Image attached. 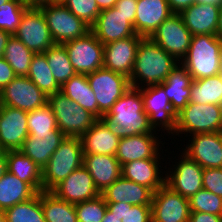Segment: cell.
<instances>
[{
    "mask_svg": "<svg viewBox=\"0 0 222 222\" xmlns=\"http://www.w3.org/2000/svg\"><path fill=\"white\" fill-rule=\"evenodd\" d=\"M100 195L106 203L126 202L133 206L151 205L153 192L122 176L109 185Z\"/></svg>",
    "mask_w": 222,
    "mask_h": 222,
    "instance_id": "25",
    "label": "cell"
},
{
    "mask_svg": "<svg viewBox=\"0 0 222 222\" xmlns=\"http://www.w3.org/2000/svg\"><path fill=\"white\" fill-rule=\"evenodd\" d=\"M8 1H10V0H0V6L7 3Z\"/></svg>",
    "mask_w": 222,
    "mask_h": 222,
    "instance_id": "59",
    "label": "cell"
},
{
    "mask_svg": "<svg viewBox=\"0 0 222 222\" xmlns=\"http://www.w3.org/2000/svg\"><path fill=\"white\" fill-rule=\"evenodd\" d=\"M191 75L199 80L221 74L220 38L217 35H192L186 56L180 62Z\"/></svg>",
    "mask_w": 222,
    "mask_h": 222,
    "instance_id": "3",
    "label": "cell"
},
{
    "mask_svg": "<svg viewBox=\"0 0 222 222\" xmlns=\"http://www.w3.org/2000/svg\"><path fill=\"white\" fill-rule=\"evenodd\" d=\"M6 151L0 152V178L8 171L7 170Z\"/></svg>",
    "mask_w": 222,
    "mask_h": 222,
    "instance_id": "53",
    "label": "cell"
},
{
    "mask_svg": "<svg viewBox=\"0 0 222 222\" xmlns=\"http://www.w3.org/2000/svg\"><path fill=\"white\" fill-rule=\"evenodd\" d=\"M180 152H182L181 155L177 156L178 159H176L178 162H174V165L172 162L165 173V184L173 191L190 199L199 190L203 189L204 168L183 151Z\"/></svg>",
    "mask_w": 222,
    "mask_h": 222,
    "instance_id": "10",
    "label": "cell"
},
{
    "mask_svg": "<svg viewBox=\"0 0 222 222\" xmlns=\"http://www.w3.org/2000/svg\"><path fill=\"white\" fill-rule=\"evenodd\" d=\"M48 95L41 91L27 76H16L0 91V104L30 112L43 107Z\"/></svg>",
    "mask_w": 222,
    "mask_h": 222,
    "instance_id": "14",
    "label": "cell"
},
{
    "mask_svg": "<svg viewBox=\"0 0 222 222\" xmlns=\"http://www.w3.org/2000/svg\"><path fill=\"white\" fill-rule=\"evenodd\" d=\"M47 104L54 113L58 129L68 137H81L97 120L93 114L61 91L49 95Z\"/></svg>",
    "mask_w": 222,
    "mask_h": 222,
    "instance_id": "5",
    "label": "cell"
},
{
    "mask_svg": "<svg viewBox=\"0 0 222 222\" xmlns=\"http://www.w3.org/2000/svg\"><path fill=\"white\" fill-rule=\"evenodd\" d=\"M172 14L167 0H137L134 30L137 35L149 38Z\"/></svg>",
    "mask_w": 222,
    "mask_h": 222,
    "instance_id": "24",
    "label": "cell"
},
{
    "mask_svg": "<svg viewBox=\"0 0 222 222\" xmlns=\"http://www.w3.org/2000/svg\"><path fill=\"white\" fill-rule=\"evenodd\" d=\"M141 95L144 112L148 115L152 129L157 132L162 129L165 137L166 134L168 137L172 136L176 131L177 114L173 111L164 89L159 84L145 86L141 88Z\"/></svg>",
    "mask_w": 222,
    "mask_h": 222,
    "instance_id": "9",
    "label": "cell"
},
{
    "mask_svg": "<svg viewBox=\"0 0 222 222\" xmlns=\"http://www.w3.org/2000/svg\"><path fill=\"white\" fill-rule=\"evenodd\" d=\"M20 2L28 7H39L51 2V0H20Z\"/></svg>",
    "mask_w": 222,
    "mask_h": 222,
    "instance_id": "51",
    "label": "cell"
},
{
    "mask_svg": "<svg viewBox=\"0 0 222 222\" xmlns=\"http://www.w3.org/2000/svg\"><path fill=\"white\" fill-rule=\"evenodd\" d=\"M78 222H101L107 211V203L104 198L98 197L75 204Z\"/></svg>",
    "mask_w": 222,
    "mask_h": 222,
    "instance_id": "43",
    "label": "cell"
},
{
    "mask_svg": "<svg viewBox=\"0 0 222 222\" xmlns=\"http://www.w3.org/2000/svg\"><path fill=\"white\" fill-rule=\"evenodd\" d=\"M189 102L222 105V74L193 80Z\"/></svg>",
    "mask_w": 222,
    "mask_h": 222,
    "instance_id": "34",
    "label": "cell"
},
{
    "mask_svg": "<svg viewBox=\"0 0 222 222\" xmlns=\"http://www.w3.org/2000/svg\"><path fill=\"white\" fill-rule=\"evenodd\" d=\"M83 157L80 137L66 136L42 169V191H51L74 170L82 167Z\"/></svg>",
    "mask_w": 222,
    "mask_h": 222,
    "instance_id": "4",
    "label": "cell"
},
{
    "mask_svg": "<svg viewBox=\"0 0 222 222\" xmlns=\"http://www.w3.org/2000/svg\"><path fill=\"white\" fill-rule=\"evenodd\" d=\"M188 222H222V216L203 212H190Z\"/></svg>",
    "mask_w": 222,
    "mask_h": 222,
    "instance_id": "48",
    "label": "cell"
},
{
    "mask_svg": "<svg viewBox=\"0 0 222 222\" xmlns=\"http://www.w3.org/2000/svg\"><path fill=\"white\" fill-rule=\"evenodd\" d=\"M179 63L175 57L164 51L150 38H142L129 78L130 86L142 88L161 84Z\"/></svg>",
    "mask_w": 222,
    "mask_h": 222,
    "instance_id": "1",
    "label": "cell"
},
{
    "mask_svg": "<svg viewBox=\"0 0 222 222\" xmlns=\"http://www.w3.org/2000/svg\"><path fill=\"white\" fill-rule=\"evenodd\" d=\"M87 79L98 103L99 119H104L130 87L128 77L104 67L87 74Z\"/></svg>",
    "mask_w": 222,
    "mask_h": 222,
    "instance_id": "8",
    "label": "cell"
},
{
    "mask_svg": "<svg viewBox=\"0 0 222 222\" xmlns=\"http://www.w3.org/2000/svg\"><path fill=\"white\" fill-rule=\"evenodd\" d=\"M7 170L28 183L37 193L42 191V169L20 150L6 151Z\"/></svg>",
    "mask_w": 222,
    "mask_h": 222,
    "instance_id": "30",
    "label": "cell"
},
{
    "mask_svg": "<svg viewBox=\"0 0 222 222\" xmlns=\"http://www.w3.org/2000/svg\"><path fill=\"white\" fill-rule=\"evenodd\" d=\"M43 54L46 56L47 64L60 86L76 74L63 44H54Z\"/></svg>",
    "mask_w": 222,
    "mask_h": 222,
    "instance_id": "36",
    "label": "cell"
},
{
    "mask_svg": "<svg viewBox=\"0 0 222 222\" xmlns=\"http://www.w3.org/2000/svg\"><path fill=\"white\" fill-rule=\"evenodd\" d=\"M37 192L26 182L7 171L0 178V210L33 198Z\"/></svg>",
    "mask_w": 222,
    "mask_h": 222,
    "instance_id": "32",
    "label": "cell"
},
{
    "mask_svg": "<svg viewBox=\"0 0 222 222\" xmlns=\"http://www.w3.org/2000/svg\"><path fill=\"white\" fill-rule=\"evenodd\" d=\"M218 131H222V105L189 102L177 114L173 136L186 134V138H190L194 134Z\"/></svg>",
    "mask_w": 222,
    "mask_h": 222,
    "instance_id": "6",
    "label": "cell"
},
{
    "mask_svg": "<svg viewBox=\"0 0 222 222\" xmlns=\"http://www.w3.org/2000/svg\"><path fill=\"white\" fill-rule=\"evenodd\" d=\"M152 222H188L189 199L164 184L152 196Z\"/></svg>",
    "mask_w": 222,
    "mask_h": 222,
    "instance_id": "15",
    "label": "cell"
},
{
    "mask_svg": "<svg viewBox=\"0 0 222 222\" xmlns=\"http://www.w3.org/2000/svg\"><path fill=\"white\" fill-rule=\"evenodd\" d=\"M41 207L46 222H78L75 204L58 198L51 191H41Z\"/></svg>",
    "mask_w": 222,
    "mask_h": 222,
    "instance_id": "33",
    "label": "cell"
},
{
    "mask_svg": "<svg viewBox=\"0 0 222 222\" xmlns=\"http://www.w3.org/2000/svg\"><path fill=\"white\" fill-rule=\"evenodd\" d=\"M142 38L135 35L105 44L103 67L130 78Z\"/></svg>",
    "mask_w": 222,
    "mask_h": 222,
    "instance_id": "19",
    "label": "cell"
},
{
    "mask_svg": "<svg viewBox=\"0 0 222 222\" xmlns=\"http://www.w3.org/2000/svg\"><path fill=\"white\" fill-rule=\"evenodd\" d=\"M27 77L48 96L60 91L43 53L34 54Z\"/></svg>",
    "mask_w": 222,
    "mask_h": 222,
    "instance_id": "35",
    "label": "cell"
},
{
    "mask_svg": "<svg viewBox=\"0 0 222 222\" xmlns=\"http://www.w3.org/2000/svg\"><path fill=\"white\" fill-rule=\"evenodd\" d=\"M100 10L110 9L118 0H95Z\"/></svg>",
    "mask_w": 222,
    "mask_h": 222,
    "instance_id": "52",
    "label": "cell"
},
{
    "mask_svg": "<svg viewBox=\"0 0 222 222\" xmlns=\"http://www.w3.org/2000/svg\"><path fill=\"white\" fill-rule=\"evenodd\" d=\"M91 32L103 45L137 35L129 17L118 12L115 7L100 11L96 22L91 26Z\"/></svg>",
    "mask_w": 222,
    "mask_h": 222,
    "instance_id": "21",
    "label": "cell"
},
{
    "mask_svg": "<svg viewBox=\"0 0 222 222\" xmlns=\"http://www.w3.org/2000/svg\"><path fill=\"white\" fill-rule=\"evenodd\" d=\"M220 71L222 74V39H220Z\"/></svg>",
    "mask_w": 222,
    "mask_h": 222,
    "instance_id": "57",
    "label": "cell"
},
{
    "mask_svg": "<svg viewBox=\"0 0 222 222\" xmlns=\"http://www.w3.org/2000/svg\"><path fill=\"white\" fill-rule=\"evenodd\" d=\"M57 129L56 118L48 104L28 112L29 134L53 133Z\"/></svg>",
    "mask_w": 222,
    "mask_h": 222,
    "instance_id": "40",
    "label": "cell"
},
{
    "mask_svg": "<svg viewBox=\"0 0 222 222\" xmlns=\"http://www.w3.org/2000/svg\"><path fill=\"white\" fill-rule=\"evenodd\" d=\"M220 7L195 3L180 14L192 35H217Z\"/></svg>",
    "mask_w": 222,
    "mask_h": 222,
    "instance_id": "26",
    "label": "cell"
},
{
    "mask_svg": "<svg viewBox=\"0 0 222 222\" xmlns=\"http://www.w3.org/2000/svg\"><path fill=\"white\" fill-rule=\"evenodd\" d=\"M34 54L19 39L12 35L5 47L3 58L13 68L16 76H27Z\"/></svg>",
    "mask_w": 222,
    "mask_h": 222,
    "instance_id": "37",
    "label": "cell"
},
{
    "mask_svg": "<svg viewBox=\"0 0 222 222\" xmlns=\"http://www.w3.org/2000/svg\"><path fill=\"white\" fill-rule=\"evenodd\" d=\"M196 3L222 7V0H196Z\"/></svg>",
    "mask_w": 222,
    "mask_h": 222,
    "instance_id": "55",
    "label": "cell"
},
{
    "mask_svg": "<svg viewBox=\"0 0 222 222\" xmlns=\"http://www.w3.org/2000/svg\"><path fill=\"white\" fill-rule=\"evenodd\" d=\"M107 209L122 222H152L151 205H136L128 203H107Z\"/></svg>",
    "mask_w": 222,
    "mask_h": 222,
    "instance_id": "39",
    "label": "cell"
},
{
    "mask_svg": "<svg viewBox=\"0 0 222 222\" xmlns=\"http://www.w3.org/2000/svg\"><path fill=\"white\" fill-rule=\"evenodd\" d=\"M63 45L76 73L89 74L103 67L104 45L91 31Z\"/></svg>",
    "mask_w": 222,
    "mask_h": 222,
    "instance_id": "12",
    "label": "cell"
},
{
    "mask_svg": "<svg viewBox=\"0 0 222 222\" xmlns=\"http://www.w3.org/2000/svg\"><path fill=\"white\" fill-rule=\"evenodd\" d=\"M121 138L112 125L104 119H97L80 139L84 155L100 154L115 156Z\"/></svg>",
    "mask_w": 222,
    "mask_h": 222,
    "instance_id": "22",
    "label": "cell"
},
{
    "mask_svg": "<svg viewBox=\"0 0 222 222\" xmlns=\"http://www.w3.org/2000/svg\"><path fill=\"white\" fill-rule=\"evenodd\" d=\"M192 81V77L187 72V69L179 63L165 81L159 84L164 89L176 114L189 103Z\"/></svg>",
    "mask_w": 222,
    "mask_h": 222,
    "instance_id": "29",
    "label": "cell"
},
{
    "mask_svg": "<svg viewBox=\"0 0 222 222\" xmlns=\"http://www.w3.org/2000/svg\"><path fill=\"white\" fill-rule=\"evenodd\" d=\"M28 6L20 0H10L0 6V30L11 33L17 31L21 18Z\"/></svg>",
    "mask_w": 222,
    "mask_h": 222,
    "instance_id": "41",
    "label": "cell"
},
{
    "mask_svg": "<svg viewBox=\"0 0 222 222\" xmlns=\"http://www.w3.org/2000/svg\"><path fill=\"white\" fill-rule=\"evenodd\" d=\"M0 222H7L6 215L2 210H0Z\"/></svg>",
    "mask_w": 222,
    "mask_h": 222,
    "instance_id": "58",
    "label": "cell"
},
{
    "mask_svg": "<svg viewBox=\"0 0 222 222\" xmlns=\"http://www.w3.org/2000/svg\"><path fill=\"white\" fill-rule=\"evenodd\" d=\"M16 77L13 68L0 57V91Z\"/></svg>",
    "mask_w": 222,
    "mask_h": 222,
    "instance_id": "47",
    "label": "cell"
},
{
    "mask_svg": "<svg viewBox=\"0 0 222 222\" xmlns=\"http://www.w3.org/2000/svg\"><path fill=\"white\" fill-rule=\"evenodd\" d=\"M101 222H122L116 215L112 214L108 209L105 212L104 218Z\"/></svg>",
    "mask_w": 222,
    "mask_h": 222,
    "instance_id": "54",
    "label": "cell"
},
{
    "mask_svg": "<svg viewBox=\"0 0 222 222\" xmlns=\"http://www.w3.org/2000/svg\"><path fill=\"white\" fill-rule=\"evenodd\" d=\"M217 36L222 39V7L220 8L219 21L217 27Z\"/></svg>",
    "mask_w": 222,
    "mask_h": 222,
    "instance_id": "56",
    "label": "cell"
},
{
    "mask_svg": "<svg viewBox=\"0 0 222 222\" xmlns=\"http://www.w3.org/2000/svg\"><path fill=\"white\" fill-rule=\"evenodd\" d=\"M83 166L92 176L99 193L122 176V165L112 155H84Z\"/></svg>",
    "mask_w": 222,
    "mask_h": 222,
    "instance_id": "27",
    "label": "cell"
},
{
    "mask_svg": "<svg viewBox=\"0 0 222 222\" xmlns=\"http://www.w3.org/2000/svg\"><path fill=\"white\" fill-rule=\"evenodd\" d=\"M60 2L90 27L96 22L101 11L95 0H61Z\"/></svg>",
    "mask_w": 222,
    "mask_h": 222,
    "instance_id": "44",
    "label": "cell"
},
{
    "mask_svg": "<svg viewBox=\"0 0 222 222\" xmlns=\"http://www.w3.org/2000/svg\"><path fill=\"white\" fill-rule=\"evenodd\" d=\"M118 12L129 17V22L134 27V19L137 10V0H118L114 6Z\"/></svg>",
    "mask_w": 222,
    "mask_h": 222,
    "instance_id": "46",
    "label": "cell"
},
{
    "mask_svg": "<svg viewBox=\"0 0 222 222\" xmlns=\"http://www.w3.org/2000/svg\"><path fill=\"white\" fill-rule=\"evenodd\" d=\"M60 91L99 119L98 103L87 74L76 73L60 87Z\"/></svg>",
    "mask_w": 222,
    "mask_h": 222,
    "instance_id": "31",
    "label": "cell"
},
{
    "mask_svg": "<svg viewBox=\"0 0 222 222\" xmlns=\"http://www.w3.org/2000/svg\"><path fill=\"white\" fill-rule=\"evenodd\" d=\"M7 222H46L41 207V192L4 211Z\"/></svg>",
    "mask_w": 222,
    "mask_h": 222,
    "instance_id": "38",
    "label": "cell"
},
{
    "mask_svg": "<svg viewBox=\"0 0 222 222\" xmlns=\"http://www.w3.org/2000/svg\"><path fill=\"white\" fill-rule=\"evenodd\" d=\"M170 10L173 13H181L191 5L196 3V0H167Z\"/></svg>",
    "mask_w": 222,
    "mask_h": 222,
    "instance_id": "49",
    "label": "cell"
},
{
    "mask_svg": "<svg viewBox=\"0 0 222 222\" xmlns=\"http://www.w3.org/2000/svg\"><path fill=\"white\" fill-rule=\"evenodd\" d=\"M11 36V33L0 30V57H3L5 47Z\"/></svg>",
    "mask_w": 222,
    "mask_h": 222,
    "instance_id": "50",
    "label": "cell"
},
{
    "mask_svg": "<svg viewBox=\"0 0 222 222\" xmlns=\"http://www.w3.org/2000/svg\"><path fill=\"white\" fill-rule=\"evenodd\" d=\"M65 137L59 129L53 133L29 134L20 151L43 169Z\"/></svg>",
    "mask_w": 222,
    "mask_h": 222,
    "instance_id": "28",
    "label": "cell"
},
{
    "mask_svg": "<svg viewBox=\"0 0 222 222\" xmlns=\"http://www.w3.org/2000/svg\"><path fill=\"white\" fill-rule=\"evenodd\" d=\"M183 152L200 166L222 168V131L191 135Z\"/></svg>",
    "mask_w": 222,
    "mask_h": 222,
    "instance_id": "18",
    "label": "cell"
},
{
    "mask_svg": "<svg viewBox=\"0 0 222 222\" xmlns=\"http://www.w3.org/2000/svg\"><path fill=\"white\" fill-rule=\"evenodd\" d=\"M13 35L35 54L44 53L55 44L39 7H28L25 10Z\"/></svg>",
    "mask_w": 222,
    "mask_h": 222,
    "instance_id": "11",
    "label": "cell"
},
{
    "mask_svg": "<svg viewBox=\"0 0 222 222\" xmlns=\"http://www.w3.org/2000/svg\"><path fill=\"white\" fill-rule=\"evenodd\" d=\"M156 134L159 132L121 136L115 157L121 165L141 159L160 158L162 156L160 154L164 153V149L161 148L164 147V143Z\"/></svg>",
    "mask_w": 222,
    "mask_h": 222,
    "instance_id": "17",
    "label": "cell"
},
{
    "mask_svg": "<svg viewBox=\"0 0 222 222\" xmlns=\"http://www.w3.org/2000/svg\"><path fill=\"white\" fill-rule=\"evenodd\" d=\"M121 136L156 133L149 125L148 115L144 112L141 88L129 89L115 102L104 117Z\"/></svg>",
    "mask_w": 222,
    "mask_h": 222,
    "instance_id": "2",
    "label": "cell"
},
{
    "mask_svg": "<svg viewBox=\"0 0 222 222\" xmlns=\"http://www.w3.org/2000/svg\"><path fill=\"white\" fill-rule=\"evenodd\" d=\"M44 14L51 37L55 44L84 37L91 27L76 17L60 1L39 6Z\"/></svg>",
    "mask_w": 222,
    "mask_h": 222,
    "instance_id": "7",
    "label": "cell"
},
{
    "mask_svg": "<svg viewBox=\"0 0 222 222\" xmlns=\"http://www.w3.org/2000/svg\"><path fill=\"white\" fill-rule=\"evenodd\" d=\"M203 189L222 198V168H205L203 170Z\"/></svg>",
    "mask_w": 222,
    "mask_h": 222,
    "instance_id": "45",
    "label": "cell"
},
{
    "mask_svg": "<svg viewBox=\"0 0 222 222\" xmlns=\"http://www.w3.org/2000/svg\"><path fill=\"white\" fill-rule=\"evenodd\" d=\"M28 135V112L0 104V147L2 150H20Z\"/></svg>",
    "mask_w": 222,
    "mask_h": 222,
    "instance_id": "16",
    "label": "cell"
},
{
    "mask_svg": "<svg viewBox=\"0 0 222 222\" xmlns=\"http://www.w3.org/2000/svg\"><path fill=\"white\" fill-rule=\"evenodd\" d=\"M162 158H151L131 161L122 165V177L139 185L148 187L153 193L165 184L164 173L161 168ZM160 167V169H159ZM163 174V175H162Z\"/></svg>",
    "mask_w": 222,
    "mask_h": 222,
    "instance_id": "23",
    "label": "cell"
},
{
    "mask_svg": "<svg viewBox=\"0 0 222 222\" xmlns=\"http://www.w3.org/2000/svg\"><path fill=\"white\" fill-rule=\"evenodd\" d=\"M51 192L71 204L92 200L100 195L92 176L84 166L74 170Z\"/></svg>",
    "mask_w": 222,
    "mask_h": 222,
    "instance_id": "20",
    "label": "cell"
},
{
    "mask_svg": "<svg viewBox=\"0 0 222 222\" xmlns=\"http://www.w3.org/2000/svg\"><path fill=\"white\" fill-rule=\"evenodd\" d=\"M149 38L181 62L190 47L192 34L185 26L180 14L173 13Z\"/></svg>",
    "mask_w": 222,
    "mask_h": 222,
    "instance_id": "13",
    "label": "cell"
},
{
    "mask_svg": "<svg viewBox=\"0 0 222 222\" xmlns=\"http://www.w3.org/2000/svg\"><path fill=\"white\" fill-rule=\"evenodd\" d=\"M190 212L211 213L222 216V198L206 189L199 190L189 199Z\"/></svg>",
    "mask_w": 222,
    "mask_h": 222,
    "instance_id": "42",
    "label": "cell"
}]
</instances>
